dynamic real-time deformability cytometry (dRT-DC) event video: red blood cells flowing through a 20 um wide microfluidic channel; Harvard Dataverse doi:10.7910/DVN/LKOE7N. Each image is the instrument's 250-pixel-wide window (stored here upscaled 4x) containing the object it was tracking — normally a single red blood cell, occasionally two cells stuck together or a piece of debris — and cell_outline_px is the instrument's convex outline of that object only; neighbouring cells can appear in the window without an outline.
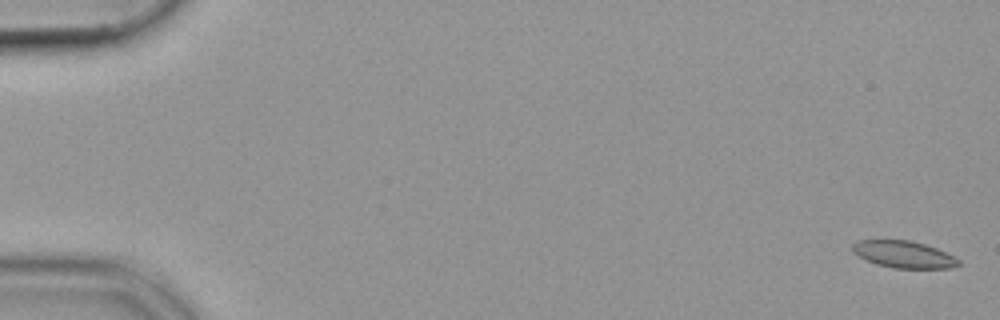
{"species": "common noctule bat (a hibernating species)", "species_latin": "Nyctalus noctula", "temperature_condition": "cold", "stored_images_in_passage": 54, "camera_frame_rate_fps": 3000, "um_per_image_px": 0.085, "animal": {"sex": "female", "body_mass_g": 19.9}, "frame": {"image": 1, "passage_image": 1, "time_ms": 0.0, "image_size_px": [1000, 320], "cell_outline_px": [[960, 264], [948, 268], [896, 268], [876, 264], [852, 252], [852, 244], [856, 240], [908, 240], [924, 244], [936, 248], [960, 260]], "centroid_in_image_um": [76.78, 21.62], "position_along_channel_um": 8.2, "area_um2": 16.42}}
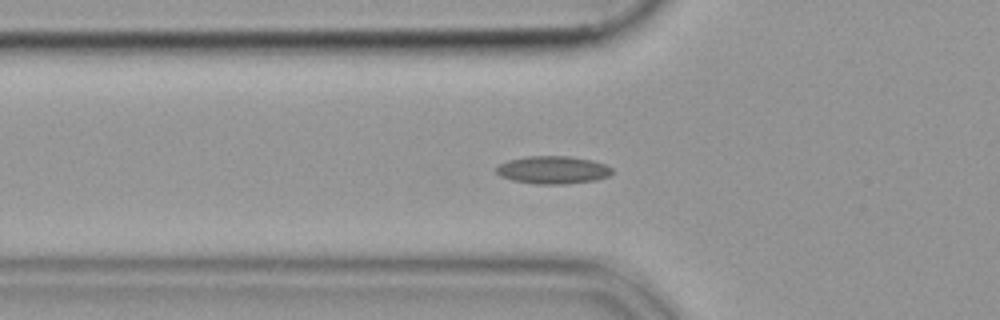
{"frame": {"image": 2, "passage_image": 19, "time_ms": 6.0, "image_size_px": [1000, 320], "cell_outline_px": [[612, 172], [608, 176], [596, 180], [564, 184], [536, 184], [512, 180], [500, 176], [496, 172], [496, 168], [500, 164], [508, 160], [528, 156], [568, 156], [592, 160], [604, 164], [612, 168]], "centroid_in_image_um": [46.99, 14.44], "position_along_channel_um": 78.8, "area_um2": 18.67}}
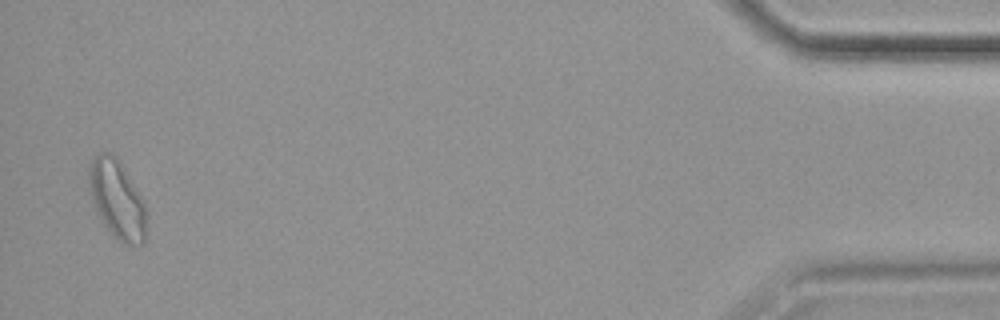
{"frame": {"image": 3, "passage_image": 53, "time_ms": 17.333, "image_size_px": [1000, 320], "cell_outline_px": [[144, 244], [132, 248], [124, 244], [104, 224], [96, 208], [92, 196], [88, 176], [88, 168], [92, 160], [100, 152], [112, 152], [144, 200]], "centroid_in_image_um": [9.95, 16.96], "position_along_channel_um": 425.2, "area_um2": 25.43}}